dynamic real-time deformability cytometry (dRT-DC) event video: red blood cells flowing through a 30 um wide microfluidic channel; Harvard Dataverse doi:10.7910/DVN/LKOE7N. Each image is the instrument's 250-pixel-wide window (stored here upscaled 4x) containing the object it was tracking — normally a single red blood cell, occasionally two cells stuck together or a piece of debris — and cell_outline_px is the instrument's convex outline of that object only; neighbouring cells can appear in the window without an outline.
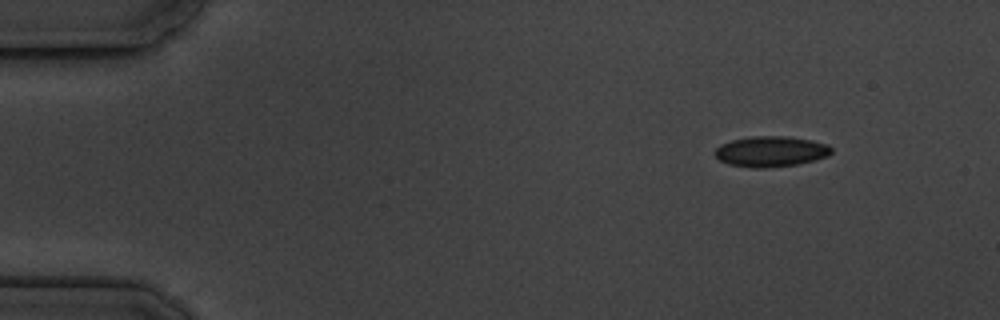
{"species": "common noctule bat (a hibernating species)", "species_latin": "Nyctalus noctula", "temperature_condition": "cold", "stored_images_in_passage": 4, "camera_frame_rate_fps": 3000, "um_per_image_px": 0.085, "animal": {"sex": "male", "body_mass_g": 19.5, "forearm_length_mm": 54.6}, "frame": {"image": 1, "passage_image": 1, "time_ms": 0.0, "image_size_px": [1000, 320], "cell_outline_px": [[832, 152], [828, 156], [816, 160], [796, 164], [764, 168], [752, 168], [728, 164], [720, 160], [712, 152], [720, 144], [732, 140], [752, 136], [788, 136], [812, 140], [828, 144], [832, 148]], "centroid_in_image_um": [65.52, 12.87], "position_along_channel_um": 19.5, "area_um2": 20.92}}
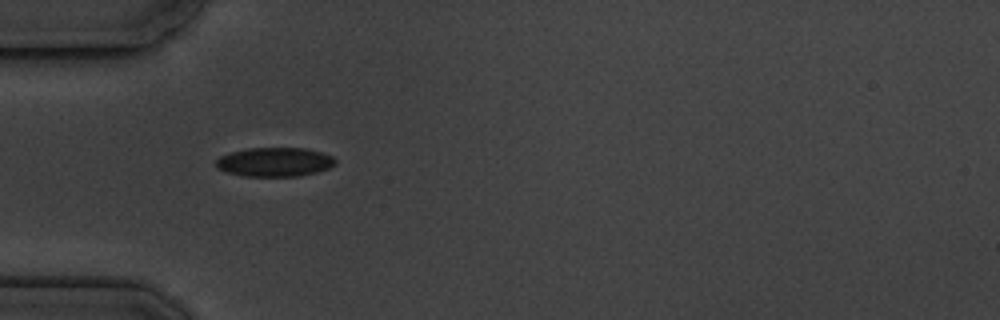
{"frame": {"image": 2, "passage_image": 4, "time_ms": 3.667, "image_size_px": [1000, 320], "cell_outline_px": [[336, 164], [328, 168], [316, 172], [296, 176], [244, 176], [228, 172], [216, 168], [216, 160], [220, 156], [232, 152], [248, 148], [304, 148], [324, 152], [332, 156], [336, 160]], "centroid_in_image_um": [23.36, 13.76], "position_along_channel_um": 61.6, "area_um2": 20.17}}